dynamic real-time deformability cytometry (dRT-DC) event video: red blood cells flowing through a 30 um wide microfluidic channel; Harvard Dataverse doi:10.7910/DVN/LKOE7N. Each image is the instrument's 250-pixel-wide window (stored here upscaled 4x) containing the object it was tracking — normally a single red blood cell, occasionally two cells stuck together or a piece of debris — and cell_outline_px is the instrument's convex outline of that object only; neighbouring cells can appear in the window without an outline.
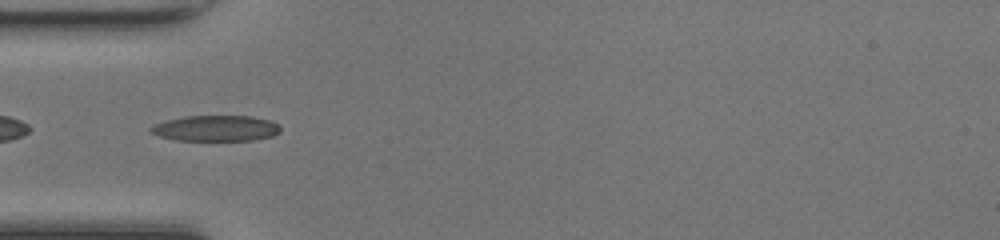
{"species": "common noctule bat (a hibernating species)", "species_latin": "Nyctalus noctula", "temperature_condition": "room temperature", "stored_images_in_passage": 32, "camera_frame_rate_fps": 3000, "um_per_image_px": 0.085, "animal": {"sex": "female", "body_mass_g": 17.0, "forearm_length_mm": 48.0}, "frame": {"image": 1, "passage_image": 1, "time_ms": 0.0, "image_size_px": [1000, 240], "cell_outline_px": [[280, 132], [272, 136], [252, 140], [176, 140], [160, 136], [152, 132], [148, 128], [152, 124], [164, 120], [184, 116], [252, 116], [268, 120], [276, 124], [280, 128]], "centroid_in_image_um": [18.3, 10.9], "position_along_channel_um": 66.7, "area_um2": 19.42}}
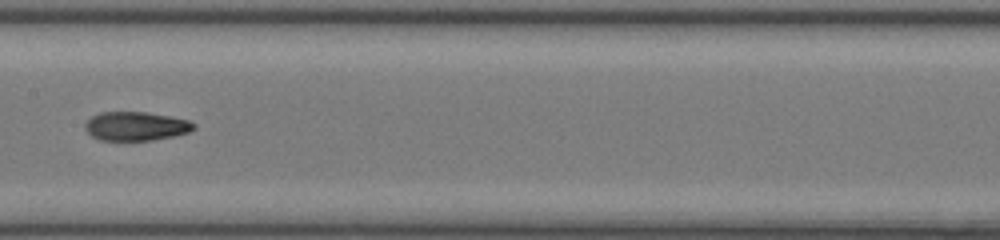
{"frame": {"image": 2, "passage_image": 10, "time_ms": 3.0, "image_size_px": [1000, 240], "cell_outline_px": [[196, 128], [188, 132], [172, 136], [152, 140], [100, 140], [92, 136], [84, 128], [84, 124], [92, 116], [100, 112], [144, 112], [172, 116], [188, 120], [196, 124]], "centroid_in_image_um": [11.55, 10.72], "position_along_channel_um": 195.8, "area_um2": 18.26}}
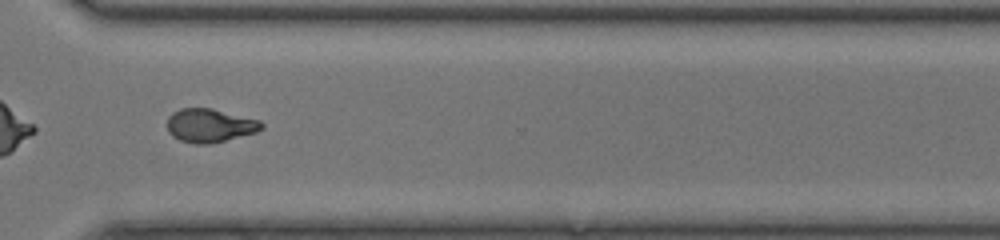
{"frame": {"image": 3, "passage_image": 21, "time_ms": 6.667, "image_size_px": [1000, 240], "cell_outline_px": [[264, 128], [256, 132], [208, 144], [196, 144], [180, 140], [172, 136], [168, 132], [168, 116], [172, 112], [180, 108], [212, 108], [260, 120], [264, 124]], "centroid_in_image_um": [17.83, 10.65], "position_along_channel_um": 352.8, "area_um2": 18.44}, "authors_computed_cell_mechanics": {"area_um2": 18.2359, "velocity_mm_per_s": 4.2875, "shape_relaxation_time_tau1_ms": null, "shape_relaxation_time_tau2_ms": 1.6092, "deformation_change_tau1": null, "deformation_change_tau2": 0.0852}}